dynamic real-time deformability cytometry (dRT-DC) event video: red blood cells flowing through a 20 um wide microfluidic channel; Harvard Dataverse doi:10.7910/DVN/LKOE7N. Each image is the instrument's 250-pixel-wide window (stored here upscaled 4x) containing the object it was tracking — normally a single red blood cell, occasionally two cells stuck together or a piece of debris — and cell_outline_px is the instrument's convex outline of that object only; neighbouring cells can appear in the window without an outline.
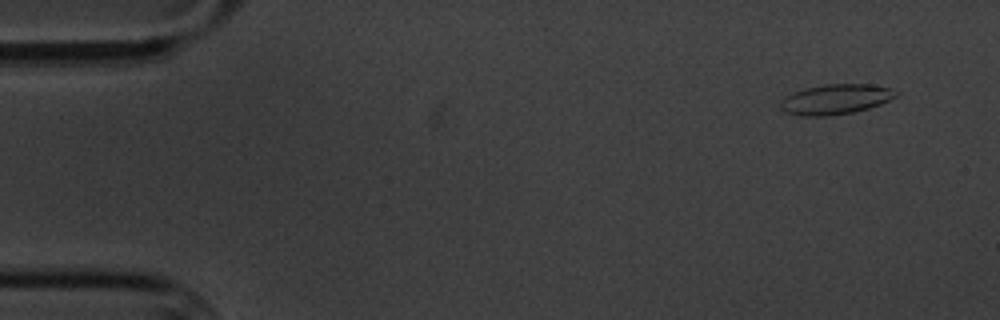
{"species": "common noctule bat (a hibernating species)", "species_latin": "Nyctalus noctula", "temperature_condition": "cold", "stored_images_in_passage": 4, "camera_frame_rate_fps": 3000, "um_per_image_px": 0.085, "animal": {"sex": "male", "body_mass_g": 20.1, "forearm_length_mm": 53.5}, "frame": {"image": 1, "passage_image": 1, "time_ms": 0.0, "image_size_px": [1000, 320], "cell_outline_px": [[900, 92], [896, 96], [880, 104], [868, 108], [852, 112], [832, 116], [800, 116], [784, 112], [780, 108], [780, 100], [792, 92], [804, 88], [824, 84], [872, 84], [892, 88]], "centroid_in_image_um": [71.0, 8.43], "position_along_channel_um": 14.0, "area_um2": 20.52}}